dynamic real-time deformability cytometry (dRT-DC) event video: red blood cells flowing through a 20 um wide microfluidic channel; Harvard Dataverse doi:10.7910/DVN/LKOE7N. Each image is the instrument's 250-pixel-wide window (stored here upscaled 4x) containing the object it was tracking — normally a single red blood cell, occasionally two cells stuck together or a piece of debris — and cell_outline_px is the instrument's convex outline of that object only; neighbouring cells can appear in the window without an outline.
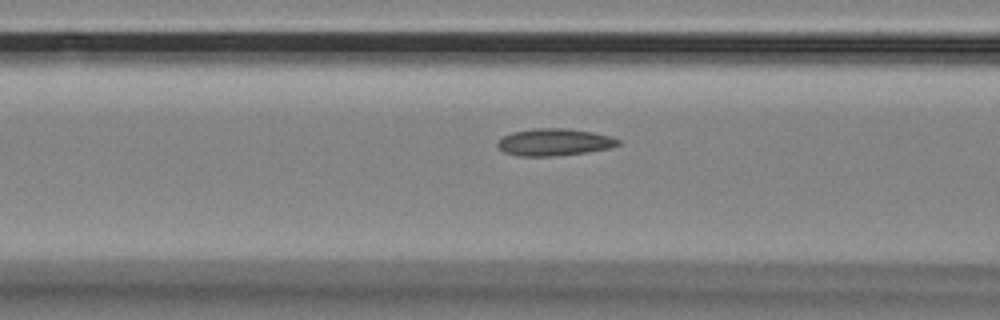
{"species": "Egyptian fruit bat (a non-hibernating species)", "species_latin": "Rousettus aegyptiacus", "temperature_condition": "room temperature", "stored_images_in_passage": 15, "camera_frame_rate_fps": 3000, "um_per_image_px": 0.085, "animal": {"sex": "female"}, "frame": {"image": 1, "passage_image": 6, "time_ms": 1.667, "image_size_px": [1000, 320], "cell_outline_px": [[620, 144], [612, 148], [588, 152], [552, 156], [516, 156], [504, 152], [496, 144], [504, 136], [512, 132], [532, 128], [568, 128], [592, 132], [608, 136], [620, 140]], "centroid_in_image_um": [47.12, 12.08], "position_along_channel_um": 119.5, "area_um2": 19.07}}
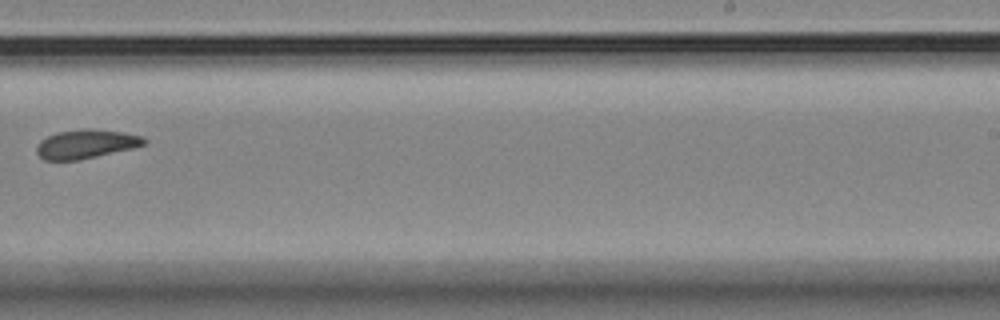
{"frame": {"image": 2, "passage_image": 10, "time_ms": 3.0, "image_size_px": [1000, 320], "cell_outline_px": [[148, 144], [132, 148], [80, 160], [44, 160], [36, 152], [36, 148], [40, 140], [56, 132], [84, 128], [88, 128], [124, 132], [144, 136], [148, 140]], "centroid_in_image_um": [7.34, 12.23], "position_along_channel_um": 281.7, "area_um2": 18.32}}
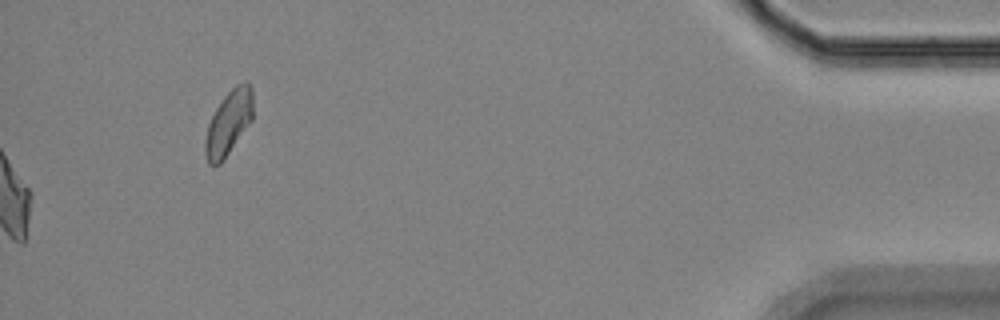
{"frame": {"image": 3, "passage_image": 15, "time_ms": 4.667, "image_size_px": [1000, 320], "cell_outline_px": [[252, 120], [224, 160], [220, 164], [208, 164], [204, 152], [204, 140], [208, 124], [216, 108], [224, 96], [236, 84], [248, 80], [252, 88]], "centroid_in_image_um": [19.42, 10.44], "position_along_channel_um": 415.8, "area_um2": 18.03}}